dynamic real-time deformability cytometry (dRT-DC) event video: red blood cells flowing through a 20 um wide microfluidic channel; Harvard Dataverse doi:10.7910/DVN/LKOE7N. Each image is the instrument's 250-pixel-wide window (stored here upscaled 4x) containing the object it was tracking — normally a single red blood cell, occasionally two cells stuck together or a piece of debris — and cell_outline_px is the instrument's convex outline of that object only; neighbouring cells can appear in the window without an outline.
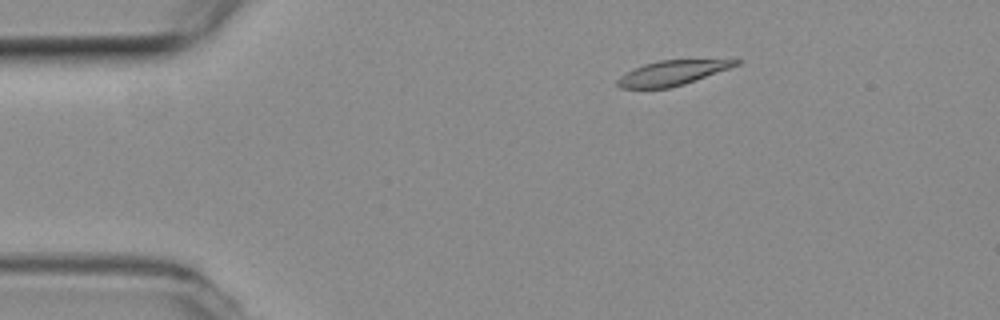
{"species": "common noctule bat (a hibernating species)", "species_latin": "Nyctalus noctula", "temperature_condition": "room temperature", "stored_images_in_passage": 28, "camera_frame_rate_fps": 3000, "um_per_image_px": 0.085, "animal": {"sex": "female", "body_mass_g": 19.3, "forearm_length_mm": 54.1}, "frame": {"image": 1, "passage_image": 4, "time_ms": 1.0, "image_size_px": [1000, 320], "cell_outline_px": [[744, 60], [740, 64], [684, 84], [668, 88], [620, 88], [616, 84], [616, 80], [620, 76], [644, 64], [660, 60]], "centroid_in_image_um": [57.11, 6.2], "position_along_channel_um": 27.9, "area_um2": 16.7}}
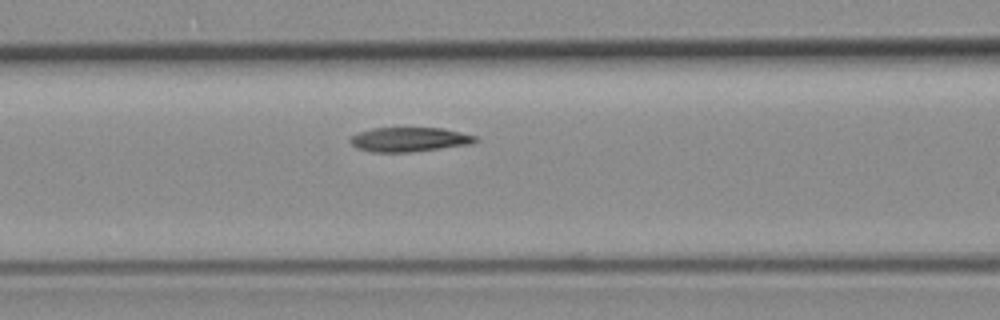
{"frame": {"image": 2, "passage_image": 17, "time_ms": 5.333, "image_size_px": [1000, 320], "cell_outline_px": [[480, 140], [472, 144], [412, 152], [372, 152], [356, 148], [348, 140], [352, 136], [360, 132], [372, 128], [444, 128], [476, 136]], "centroid_in_image_um": [34.81, 11.86], "position_along_channel_um": 131.8, "area_um2": 17.86}}
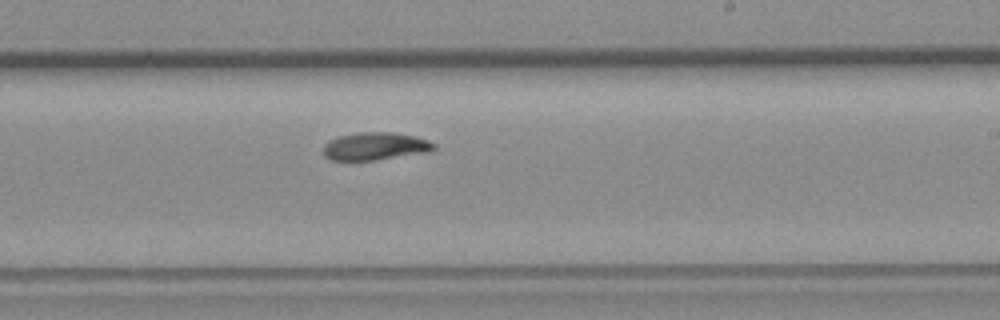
{"frame": {"image": 3, "passage_image": 27, "time_ms": 8.667, "image_size_px": [1000, 320], "cell_outline_px": [[436, 148], [428, 152], [376, 160], [332, 160], [324, 156], [324, 144], [328, 140], [340, 136], [360, 132], [392, 132], [416, 136], [428, 140], [436, 144]], "centroid_in_image_um": [31.91, 12.43], "position_along_channel_um": 257.1, "area_um2": 17.92}}